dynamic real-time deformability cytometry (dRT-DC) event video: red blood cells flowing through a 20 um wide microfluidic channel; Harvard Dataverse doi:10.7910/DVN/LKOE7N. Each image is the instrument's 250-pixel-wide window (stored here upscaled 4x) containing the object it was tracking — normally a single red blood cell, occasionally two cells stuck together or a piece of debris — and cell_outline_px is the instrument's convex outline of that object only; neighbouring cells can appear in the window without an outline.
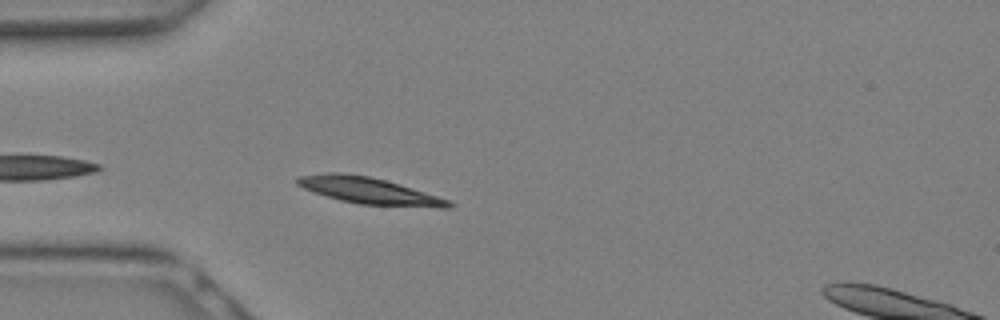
{"species": "Egyptian fruit bat (a non-hibernating species)", "species_latin": "Rousettus aegyptiacus", "temperature_condition": "warm", "stored_images_in_passage": 10, "camera_frame_rate_fps": 3000, "um_per_image_px": 0.085, "animal": {"sex": "female"}, "frame": {"image": 1, "passage_image": 6, "time_ms": 1.667, "image_size_px": [1000, 320], "cell_outline_px": [[456, 204], [452, 208], [440, 208], [360, 204], [340, 200], [312, 192], [296, 184], [296, 180], [300, 176], [328, 172], [344, 172], [368, 176], [400, 184], [452, 200]], "centroid_in_image_um": [31.44, 16.22], "position_along_channel_um": 53.6, "area_um2": 23.64}}
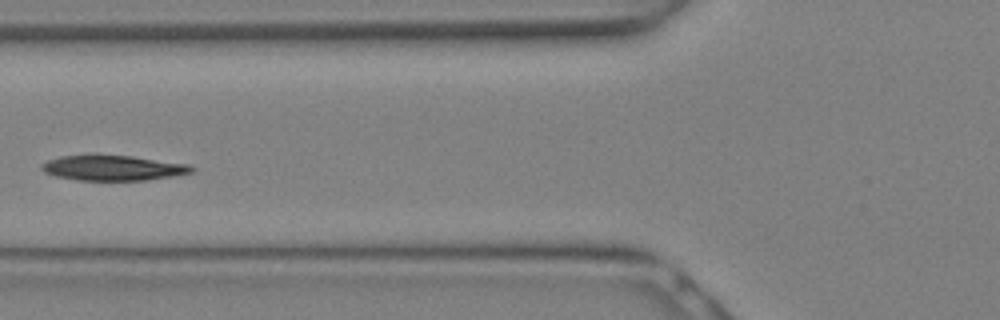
{"frame": {"image": 2, "passage_image": 9, "time_ms": 2.667, "image_size_px": [1000, 320], "cell_outline_px": [[196, 168], [192, 172], [172, 176], [144, 180], [80, 180], [56, 176], [44, 172], [40, 168], [40, 164], [48, 160], [60, 156], [88, 152], [96, 152], [132, 156], [188, 164]], "centroid_in_image_um": [9.52, 14.22], "position_along_channel_um": 116.3, "area_um2": 22.77}}